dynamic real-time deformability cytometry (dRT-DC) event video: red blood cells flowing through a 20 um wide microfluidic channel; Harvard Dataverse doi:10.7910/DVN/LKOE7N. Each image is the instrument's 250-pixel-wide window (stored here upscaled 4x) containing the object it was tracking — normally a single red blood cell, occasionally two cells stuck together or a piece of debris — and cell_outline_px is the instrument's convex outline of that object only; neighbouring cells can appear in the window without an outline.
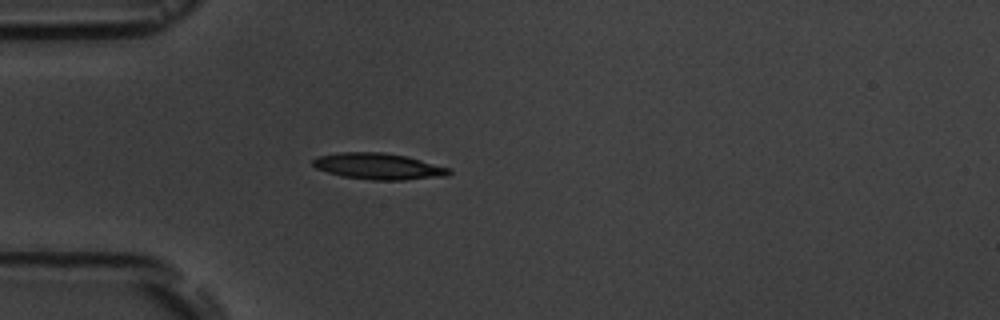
{"species": "common noctule bat (a hibernating species)", "species_latin": "Nyctalus noctula", "temperature_condition": "room temperature", "stored_images_in_passage": 2, "camera_frame_rate_fps": 3000, "um_per_image_px": 0.085, "animal": {"sex": "male", "body_mass_g": 19.5, "forearm_length_mm": 54.6}, "frame": {"image": 1, "passage_image": 2, "time_ms": 1.0, "image_size_px": [1000, 320], "cell_outline_px": [[452, 172], [448, 176], [404, 180], [372, 180], [344, 176], [328, 172], [316, 168], [312, 164], [312, 160], [320, 156], [336, 152], [384, 152], [404, 156], [452, 168]], "centroid_in_image_um": [32.2, 14.14], "position_along_channel_um": 52.8, "area_um2": 20.81}}